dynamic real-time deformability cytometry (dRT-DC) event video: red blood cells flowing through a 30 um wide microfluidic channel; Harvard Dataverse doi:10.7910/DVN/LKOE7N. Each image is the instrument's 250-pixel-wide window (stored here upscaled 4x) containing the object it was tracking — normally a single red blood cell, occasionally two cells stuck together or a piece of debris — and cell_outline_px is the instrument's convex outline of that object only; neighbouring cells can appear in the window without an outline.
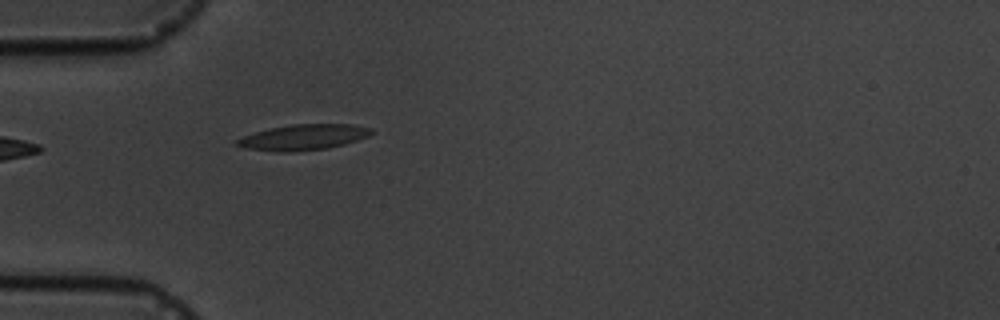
{"species": "common noctule bat (a hibernating species)", "species_latin": "Nyctalus noctula", "temperature_condition": "cold", "stored_images_in_passage": 5, "camera_frame_rate_fps": 3000, "um_per_image_px": 0.085, "animal": {"sex": "male", "body_mass_g": 19.5, "forearm_length_mm": 54.6}, "frame": {"image": 1, "passage_image": 5, "time_ms": 5.333, "image_size_px": [1000, 320], "cell_outline_px": [[376, 132], [368, 136], [344, 144], [328, 148], [296, 152], [276, 152], [244, 148], [232, 144], [236, 140], [244, 136], [256, 132], [272, 128], [292, 124], [352, 124], [372, 128]], "centroid_in_image_um": [25.79, 11.67], "position_along_channel_um": 59.2, "area_um2": 20.23}}